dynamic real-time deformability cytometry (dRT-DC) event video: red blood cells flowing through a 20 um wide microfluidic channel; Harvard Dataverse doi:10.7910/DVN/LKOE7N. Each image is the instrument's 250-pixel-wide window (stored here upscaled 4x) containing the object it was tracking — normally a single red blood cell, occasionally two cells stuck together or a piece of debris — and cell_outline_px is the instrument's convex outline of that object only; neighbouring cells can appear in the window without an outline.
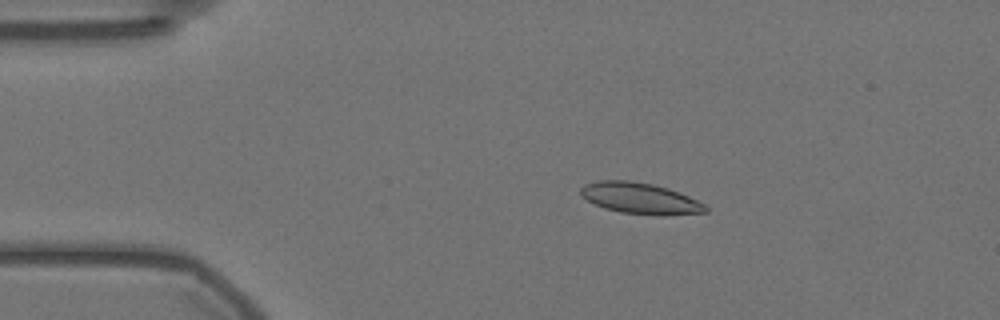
{"species": "Egyptian fruit bat (a non-hibernating species)", "species_latin": "Rousettus aegyptiacus", "temperature_condition": "warm", "stored_images_in_passage": 57, "camera_frame_rate_fps": 3000, "um_per_image_px": 0.085, "animal": {"sex": "female"}, "frame": {"image": 1, "passage_image": 11, "time_ms": 3.333, "image_size_px": [1000, 320], "cell_outline_px": [[708, 212], [664, 216], [660, 216], [620, 212], [604, 208], [580, 196], [580, 188], [584, 184], [596, 180], [628, 180], [652, 184], [668, 188], [688, 196], [704, 204], [708, 208]], "centroid_in_image_um": [54.4, 16.86], "position_along_channel_um": 30.6, "area_um2": 22.77}}
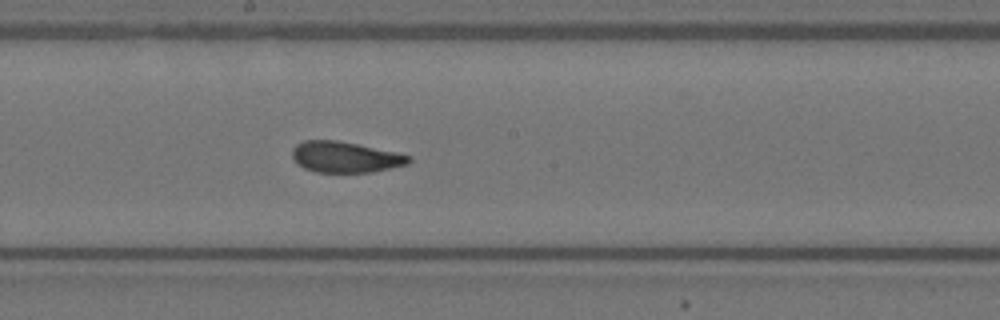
{"frame": {"image": 2, "passage_image": 31, "time_ms": 10.0, "image_size_px": [1000, 320], "cell_outline_px": [[412, 160], [408, 164], [372, 172], [316, 172], [304, 168], [296, 164], [292, 156], [292, 148], [296, 144], [304, 140], [336, 140], [396, 152], [412, 156]], "centroid_in_image_um": [29.32, 13.35], "position_along_channel_um": 218.9, "area_um2": 21.04}}
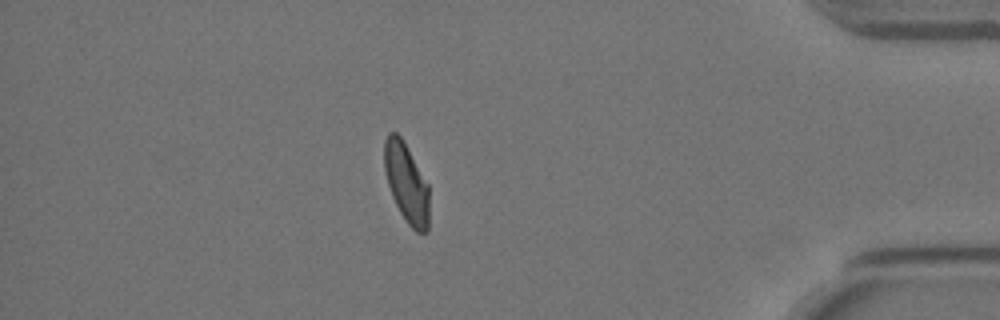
{"frame": {"image": 3, "passage_image": 50, "time_ms": 16.333, "image_size_px": [1000, 320], "cell_outline_px": [[428, 232], [416, 232], [408, 224], [400, 212], [392, 196], [384, 172], [384, 140], [388, 132], [396, 132], [400, 136], [428, 184]], "centroid_in_image_um": [34.52, 15.55], "position_along_channel_um": 400.7, "area_um2": 20.52}, "authors_computed_cell_mechanics": {"area_um2": 21.8484, "velocity_mm_per_s": 3.5328, "shape_relaxation_time_tau1_ms": null, "shape_relaxation_time_tau2_ms": 1.4413, "deformation_change_tau1": null, "deformation_change_tau2": 0.0707}}